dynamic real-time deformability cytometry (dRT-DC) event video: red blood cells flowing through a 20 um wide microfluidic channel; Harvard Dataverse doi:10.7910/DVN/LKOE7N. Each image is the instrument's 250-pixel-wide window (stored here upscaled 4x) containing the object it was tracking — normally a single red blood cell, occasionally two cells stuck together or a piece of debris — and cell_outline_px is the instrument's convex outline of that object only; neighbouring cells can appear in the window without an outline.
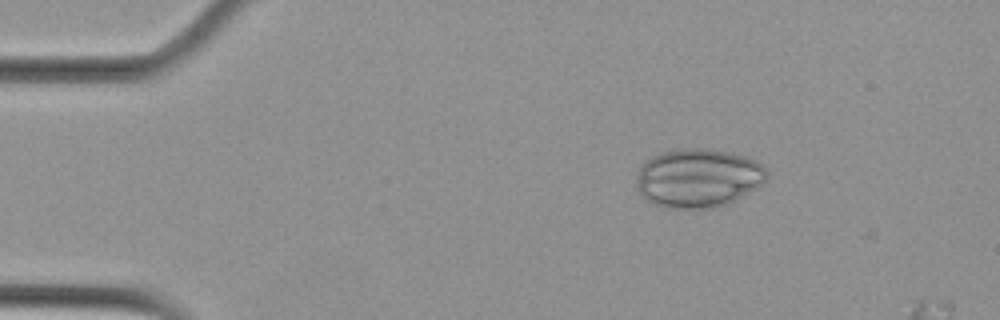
{"species": "Egyptian fruit bat (a non-hibernating species)", "species_latin": "Rousettus aegyptiacus", "temperature_condition": "cold", "stored_images_in_passage": 6, "camera_frame_rate_fps": 3000, "um_per_image_px": 0.085, "animal": {"sex": "female"}, "frame": {"image": 1, "passage_image": 1, "time_ms": 0.0, "image_size_px": [1000, 320], "cell_outline_px": [[768, 176], [756, 188], [716, 208], [664, 208], [648, 200], [640, 192], [636, 184], [636, 180], [640, 168], [652, 156], [660, 152], [680, 148], [708, 148], [728, 152], [744, 156], [756, 160], [768, 172]], "centroid_in_image_um": [59.33, 15.12], "position_along_channel_um": 25.7, "area_um2": 44.33}}